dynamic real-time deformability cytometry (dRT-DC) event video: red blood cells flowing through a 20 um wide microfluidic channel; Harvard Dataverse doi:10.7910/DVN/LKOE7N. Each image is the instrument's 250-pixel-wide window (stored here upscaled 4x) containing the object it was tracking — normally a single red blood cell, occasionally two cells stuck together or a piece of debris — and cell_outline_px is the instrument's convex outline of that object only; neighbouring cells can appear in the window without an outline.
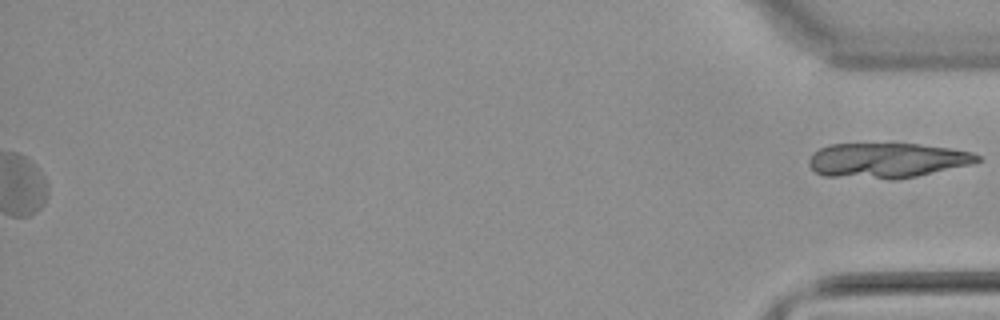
{"species": "common noctule bat (a hibernating species)", "species_latin": "Nyctalus noctula", "temperature_condition": "warm", "stored_images_in_passage": 47, "segment_of_instrument_passage": [2, 2], "camera_frame_rate_fps": 3000, "um_per_image_px": 0.085, "animal": {"sex": "male", "body_mass_g": 21.5, "forearm_length_mm": 52.0}, "frame": {"image": 1, "passage_image": 47, "time_ms": 15.333, "image_size_px": [1000, 320], "cell_outline_px": [[980, 160], [972, 164], [916, 176], [896, 180], [888, 180], [824, 176], [816, 172], [808, 164], [808, 160], [812, 152], [828, 144], [916, 144], [948, 148], [972, 152], [980, 156]], "centroid_in_image_um": [75.35, 13.64], "position_along_channel_um": 359.9, "area_um2": 34.51}}